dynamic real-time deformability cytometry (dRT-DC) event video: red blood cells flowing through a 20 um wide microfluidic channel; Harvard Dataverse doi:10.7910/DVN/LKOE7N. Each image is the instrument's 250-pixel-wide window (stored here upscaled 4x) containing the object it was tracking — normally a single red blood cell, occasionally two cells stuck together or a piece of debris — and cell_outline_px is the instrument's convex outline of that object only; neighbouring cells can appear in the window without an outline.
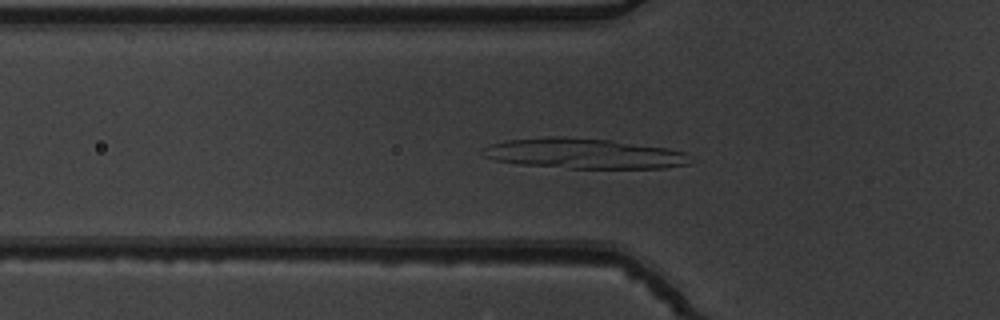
{"species": "common noctule bat (a hibernating species)", "species_latin": "Nyctalus noctula", "temperature_condition": "warm", "stored_images_in_passage": 39, "camera_frame_rate_fps": 3000, "um_per_image_px": 0.085, "animal": {"sex": "male", "body_mass_g": 19.5, "forearm_length_mm": 54.6}, "frame": {"image": 1, "passage_image": 5, "time_ms": 1.333, "image_size_px": [1000, 320], "cell_outline_px": [[688, 164], [664, 168], [568, 168], [520, 164], [496, 160], [484, 156], [484, 148], [488, 144], [504, 140], [552, 136], [560, 136], [612, 140], [668, 148], [684, 152]], "centroid_in_image_um": [49.57, 13.04], "position_along_channel_um": 76.2, "area_um2": 36.3}}
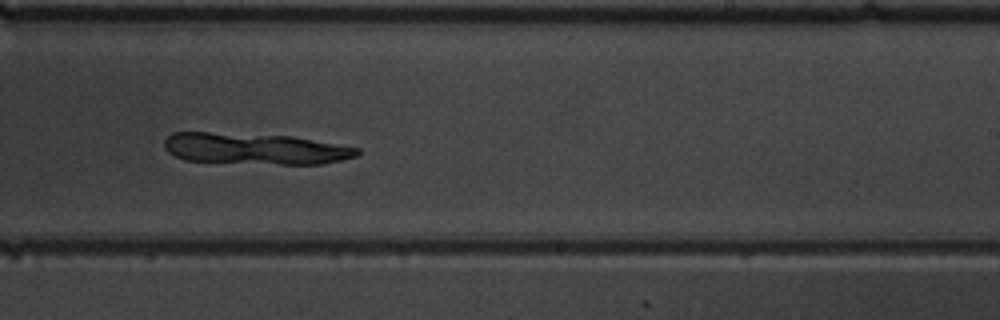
{"frame": {"image": 2, "passage_image": 20, "time_ms": 6.333, "image_size_px": [1000, 320], "cell_outline_px": [[360, 152], [356, 156], [344, 160], [324, 164], [280, 164], [184, 160], [168, 152], [164, 148], [164, 140], [172, 132], [208, 132], [292, 136], [360, 148]], "centroid_in_image_um": [21.69, 12.64], "position_along_channel_um": 267.3, "area_um2": 35.14}}
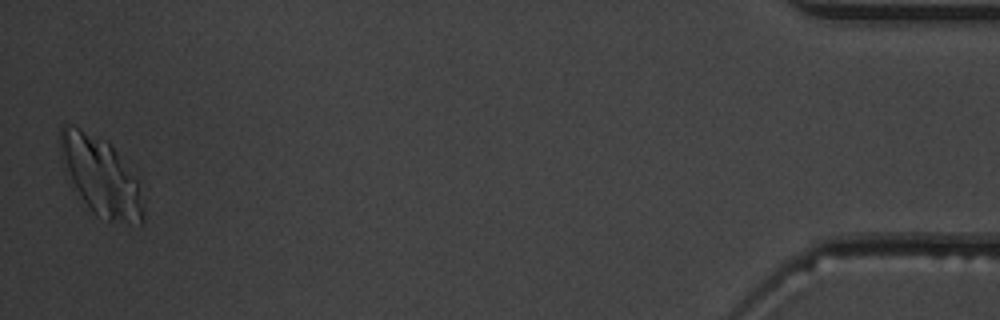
{"frame": {"image": 3, "passage_image": 39, "time_ms": 12.667, "image_size_px": [1000, 320], "cell_outline_px": [[144, 220], [140, 224], [108, 220], [96, 216], [92, 212], [64, 172], [60, 156], [60, 128], [64, 124], [72, 124], [104, 140], [116, 152], [136, 180], [144, 208]], "centroid_in_image_um": [8.51, 14.99], "position_along_channel_um": 426.7, "area_um2": 37.22}}